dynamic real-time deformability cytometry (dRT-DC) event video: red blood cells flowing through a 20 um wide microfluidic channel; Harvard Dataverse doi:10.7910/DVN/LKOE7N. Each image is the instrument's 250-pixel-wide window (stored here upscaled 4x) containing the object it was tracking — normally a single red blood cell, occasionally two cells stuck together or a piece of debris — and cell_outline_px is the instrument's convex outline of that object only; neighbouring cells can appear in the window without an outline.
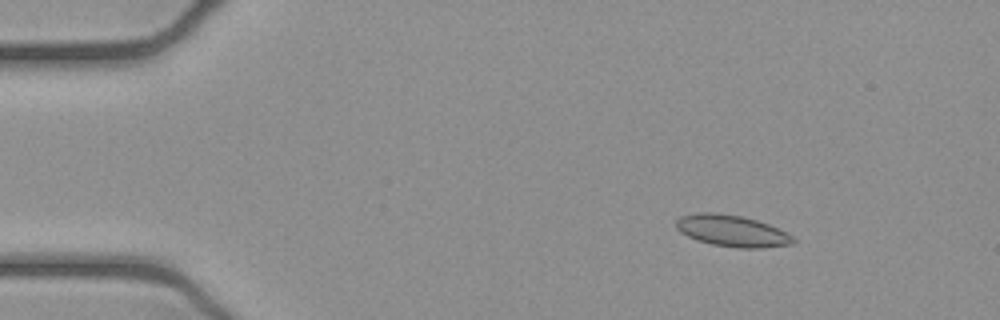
{"species": "common noctule bat (a hibernating species)", "species_latin": "Nyctalus noctula", "temperature_condition": "cold", "stored_images_in_passage": 53, "camera_frame_rate_fps": 3000, "um_per_image_px": 0.085, "animal": {"sex": "female", "body_mass_g": 21.9}, "frame": {"image": 1, "passage_image": 8, "time_ms": 2.333, "image_size_px": [1000, 320], "cell_outline_px": [[796, 244], [764, 248], [736, 248], [712, 244], [696, 240], [680, 232], [676, 228], [676, 220], [680, 216], [700, 212], [716, 212], [740, 216], [756, 220], [768, 224], [792, 236], [796, 240]], "centroid_in_image_um": [62.21, 19.63], "position_along_channel_um": 22.8, "area_um2": 21.56}}
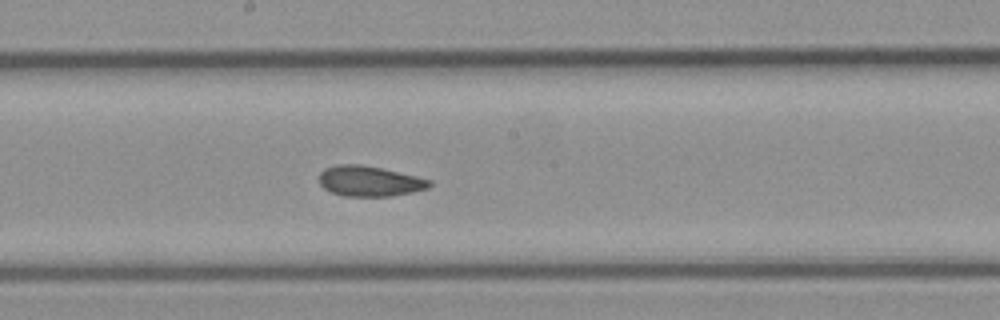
{"frame": {"image": 2, "passage_image": 29, "time_ms": 9.333, "image_size_px": [1000, 320], "cell_outline_px": [[432, 184], [428, 188], [412, 192], [392, 196], [344, 196], [332, 192], [324, 188], [320, 184], [316, 176], [324, 168], [336, 164], [360, 164], [380, 168], [416, 176], [432, 180]], "centroid_in_image_um": [31.36, 15.39], "position_along_channel_um": 216.8, "area_um2": 19.65}}
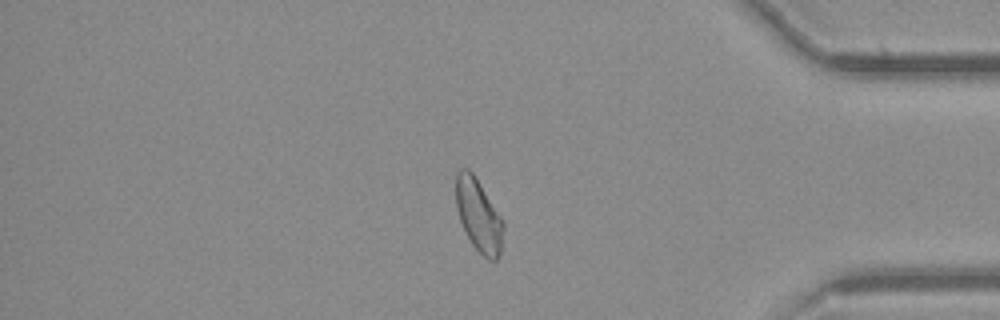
{"frame": {"image": 3, "passage_image": 45, "time_ms": 14.667, "image_size_px": [1000, 320], "cell_outline_px": [[504, 228], [500, 252], [496, 260], [488, 260], [472, 244], [460, 220], [456, 208], [456, 172], [460, 168], [468, 168], [472, 172], [504, 220]], "centroid_in_image_um": [40.69, 18.28], "position_along_channel_um": 394.5, "area_um2": 19.94}, "authors_computed_cell_mechanics": {"area_um2": 20.2878, "velocity_mm_per_s": 3.8907, "shape_relaxation_time_tau1_ms": null, "shape_relaxation_time_tau2_ms": 2.1233, "deformation_change_tau1": null, "deformation_change_tau2": 0.075}}